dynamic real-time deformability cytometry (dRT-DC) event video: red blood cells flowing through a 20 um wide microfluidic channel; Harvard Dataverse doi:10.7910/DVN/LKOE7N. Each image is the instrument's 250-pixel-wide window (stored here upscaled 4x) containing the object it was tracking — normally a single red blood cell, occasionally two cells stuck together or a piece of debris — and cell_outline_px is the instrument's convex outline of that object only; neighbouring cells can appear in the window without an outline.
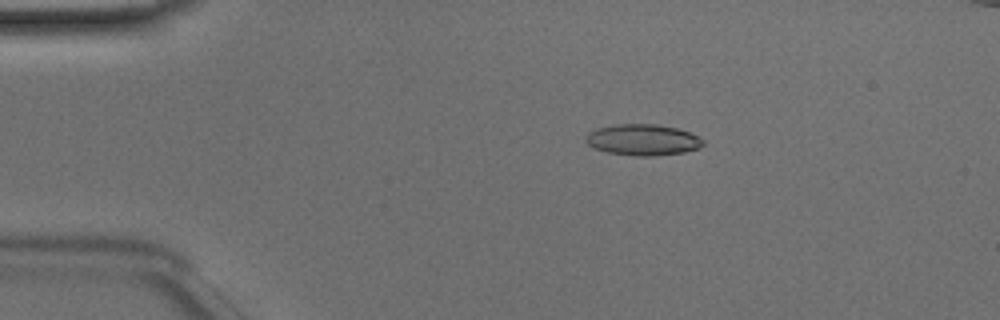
{"species": "Egyptian fruit bat (a non-hibernating species)", "species_latin": "Rousettus aegyptiacus", "temperature_condition": "room temperature", "stored_images_in_passage": 49, "camera_frame_rate_fps": 3000, "um_per_image_px": 0.085, "animal": {"sex": "male"}, "frame": {"image": 1, "passage_image": 9, "time_ms": 2.667, "image_size_px": [1000, 320], "cell_outline_px": [[704, 144], [700, 148], [684, 152], [656, 156], [636, 156], [608, 152], [596, 148], [588, 144], [584, 140], [588, 132], [596, 128], [616, 124], [656, 124], [676, 128], [688, 132], [704, 140]], "centroid_in_image_um": [54.63, 11.88], "position_along_channel_um": 30.4, "area_um2": 21.27}}
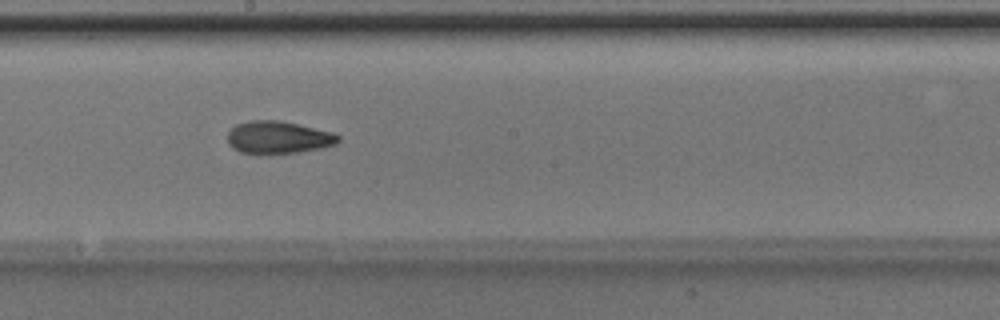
{"frame": {"image": 2, "passage_image": 27, "time_ms": 8.667, "image_size_px": [1000, 320], "cell_outline_px": [[340, 140], [336, 144], [320, 148], [296, 152], [240, 152], [232, 148], [228, 144], [228, 132], [236, 124], [248, 120], [280, 120], [332, 132], [340, 136]], "centroid_in_image_um": [23.64, 11.65], "position_along_channel_um": 224.6, "area_um2": 20.58}}
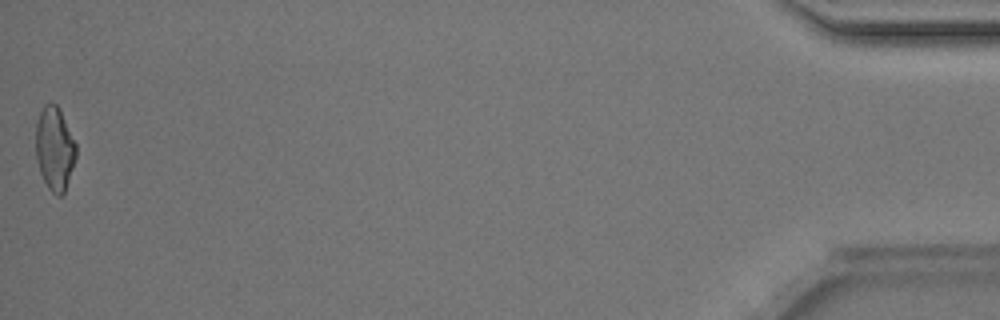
{"frame": {"image": 3, "passage_image": 49, "time_ms": 16.0, "image_size_px": [1000, 320], "cell_outline_px": [[76, 156], [64, 192], [60, 196], [56, 196], [48, 188], [40, 172], [36, 160], [36, 124], [40, 112], [44, 104], [56, 104], [60, 108], [76, 144]], "centroid_in_image_um": [4.63, 12.62], "position_along_channel_um": 430.6, "area_um2": 19.48}, "authors_computed_cell_mechanics": {"area_um2": 20.6346, "velocity_mm_per_s": 4.1165, "shape_relaxation_time_tau1_ms": 4.0488, "shape_relaxation_time_tau2_ms": 2.7451, "deformation_change_tau1": 0.1423, "deformation_change_tau2": 0.1038}}